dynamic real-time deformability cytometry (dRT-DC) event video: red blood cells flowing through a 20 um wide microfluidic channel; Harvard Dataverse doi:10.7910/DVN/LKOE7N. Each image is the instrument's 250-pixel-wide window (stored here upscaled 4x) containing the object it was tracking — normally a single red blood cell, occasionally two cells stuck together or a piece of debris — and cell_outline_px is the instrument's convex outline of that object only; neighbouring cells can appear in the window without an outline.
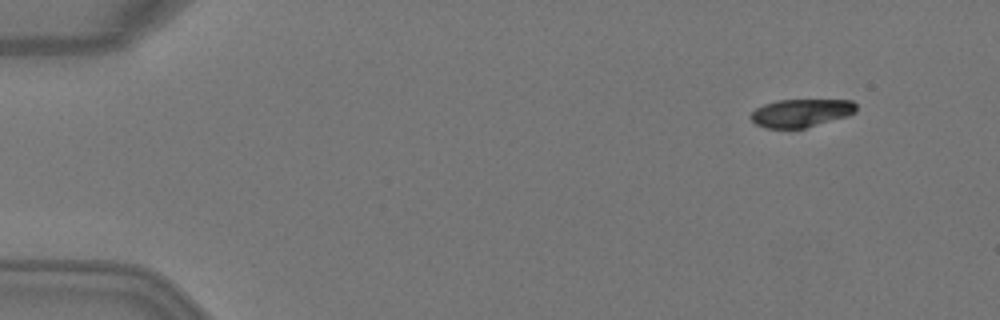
{"species": "Egyptian fruit bat (a non-hibernating species)", "species_latin": "Rousettus aegyptiacus", "temperature_condition": "warm", "stored_images_in_passage": 4, "camera_frame_rate_fps": 3000, "um_per_image_px": 0.085, "animal": {"sex": "female"}, "frame": {"image": 1, "passage_image": 1, "time_ms": 0.0, "image_size_px": [1000, 320], "cell_outline_px": [[856, 112], [848, 116], [804, 128], [764, 128], [756, 124], [748, 116], [756, 108], [764, 104], [776, 100], [852, 100], [856, 104]], "centroid_in_image_um": [68.07, 9.6], "position_along_channel_um": 16.9, "area_um2": 17.28}}
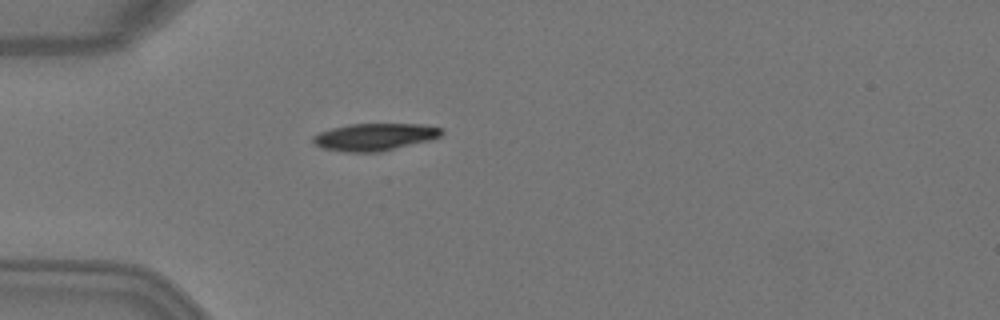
{"frame": {"image": 2, "passage_image": 4, "time_ms": 1.0, "image_size_px": [1000, 320], "cell_outline_px": [[444, 132], [440, 136], [428, 140], [380, 152], [344, 152], [324, 148], [316, 144], [312, 140], [312, 136], [320, 132], [332, 128], [348, 124], [420, 124], [444, 128]], "centroid_in_image_um": [31.85, 11.63], "position_along_channel_um": 53.2, "area_um2": 20.29}}